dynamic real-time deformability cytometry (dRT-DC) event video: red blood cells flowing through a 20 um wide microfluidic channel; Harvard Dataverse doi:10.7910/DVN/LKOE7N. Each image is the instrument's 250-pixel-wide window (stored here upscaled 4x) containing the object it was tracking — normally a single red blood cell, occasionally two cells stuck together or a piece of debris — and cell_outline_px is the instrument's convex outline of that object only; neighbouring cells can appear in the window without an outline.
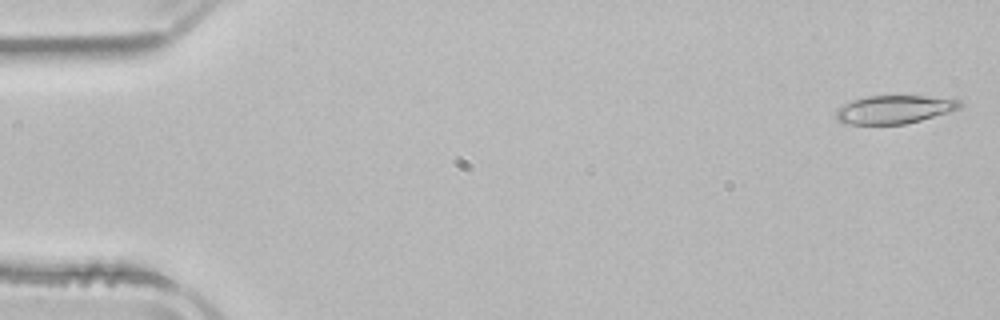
{"species": "common noctule bat (a hibernating species)", "species_latin": "Nyctalus noctula", "temperature_condition": "room temperature", "stored_images_in_passage": 51, "camera_frame_rate_fps": 3000, "um_per_image_px": 0.085, "animal": {"sex": "male", "body_mass_g": 21.5, "forearm_length_mm": 52.0}, "frame": {"image": 1, "passage_image": 1, "time_ms": 0.0, "image_size_px": [1000, 320], "cell_outline_px": [[964, 104], [960, 108], [948, 112], [920, 120], [904, 124], [844, 124], [836, 120], [836, 108], [852, 100], [868, 96], [924, 96], [960, 100]], "centroid_in_image_um": [75.97, 9.31], "position_along_channel_um": 9.0, "area_um2": 20.35}}
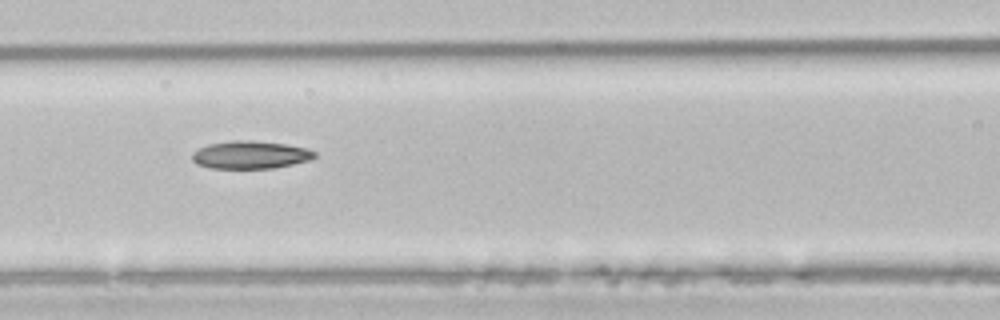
{"frame": {"image": 2, "passage_image": 22, "time_ms": 7.0, "image_size_px": [1000, 320], "cell_outline_px": [[316, 156], [308, 160], [292, 164], [272, 168], [208, 168], [196, 164], [192, 160], [192, 152], [208, 144], [236, 140], [252, 140], [288, 144], [308, 148], [316, 152]], "centroid_in_image_um": [21.28, 13.15], "position_along_channel_um": 145.3, "area_um2": 19.88}}
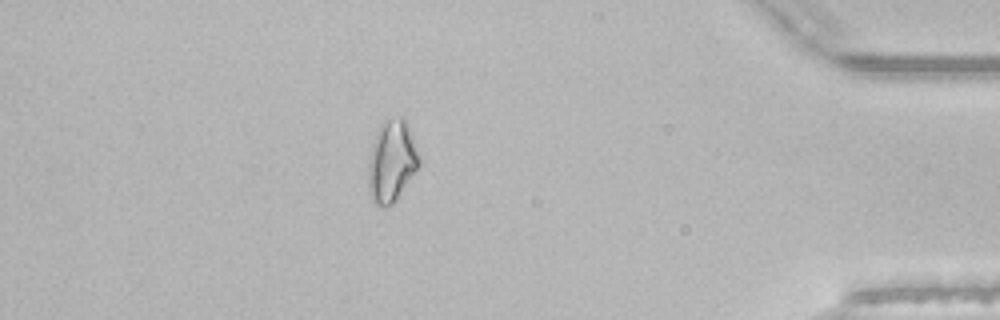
{"frame": {"image": 3, "passage_image": 45, "time_ms": 14.667, "image_size_px": [1000, 320], "cell_outline_px": [[420, 164], [396, 200], [392, 204], [384, 208], [380, 208], [372, 200], [368, 192], [368, 164], [372, 144], [376, 132], [380, 124], [384, 120], [400, 116], [404, 116], [408, 120], [420, 156]], "centroid_in_image_um": [33.3, 13.67], "position_along_channel_um": 401.9, "area_um2": 24.74}, "authors_computed_cell_mechanics": {"area_um2": 20.4034, "velocity_mm_per_s": 3.9174, "shape_relaxation_time_tau1_ms": 3.9033, "shape_relaxation_time_tau2_ms": 8.8358, "deformation_change_tau1": 0.1324, "deformation_change_tau2": 0.202}}